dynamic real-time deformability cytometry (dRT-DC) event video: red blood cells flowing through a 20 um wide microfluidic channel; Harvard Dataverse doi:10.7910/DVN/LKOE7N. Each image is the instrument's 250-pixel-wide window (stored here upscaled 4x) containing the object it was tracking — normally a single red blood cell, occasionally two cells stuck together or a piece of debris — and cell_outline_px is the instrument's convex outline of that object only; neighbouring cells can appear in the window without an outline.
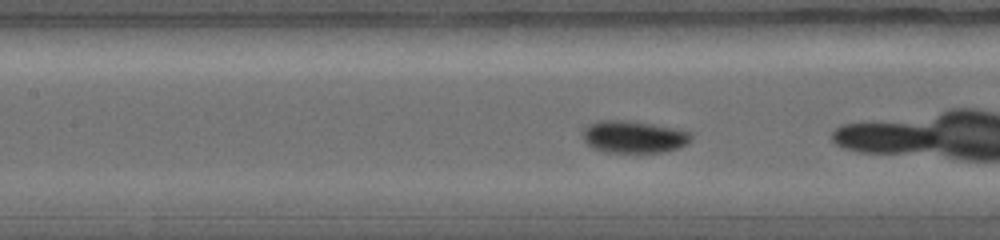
{"species": "common noctule bat (a hibernating species)", "species_latin": "Nyctalus noctula", "temperature_condition": "warm", "stored_images_in_passage": 22, "camera_frame_rate_fps": 5000, "um_per_image_px": 0.085, "animal": {"sex": "female", "body_mass_g": 19.0, "forearm_length_mm": 56.7}, "frame": {"image": 1, "passage_image": 7, "time_ms": 1.6, "image_size_px": [1000, 240], "cell_outline_px": [[692, 136], [688, 144], [680, 148], [664, 152], [604, 152], [592, 148], [584, 140], [584, 128], [588, 124], [600, 120], [628, 120], [652, 124], [692, 132]], "centroid_in_image_um": [53.88, 11.63], "position_along_channel_um": 153.5, "area_um2": 20.4}}